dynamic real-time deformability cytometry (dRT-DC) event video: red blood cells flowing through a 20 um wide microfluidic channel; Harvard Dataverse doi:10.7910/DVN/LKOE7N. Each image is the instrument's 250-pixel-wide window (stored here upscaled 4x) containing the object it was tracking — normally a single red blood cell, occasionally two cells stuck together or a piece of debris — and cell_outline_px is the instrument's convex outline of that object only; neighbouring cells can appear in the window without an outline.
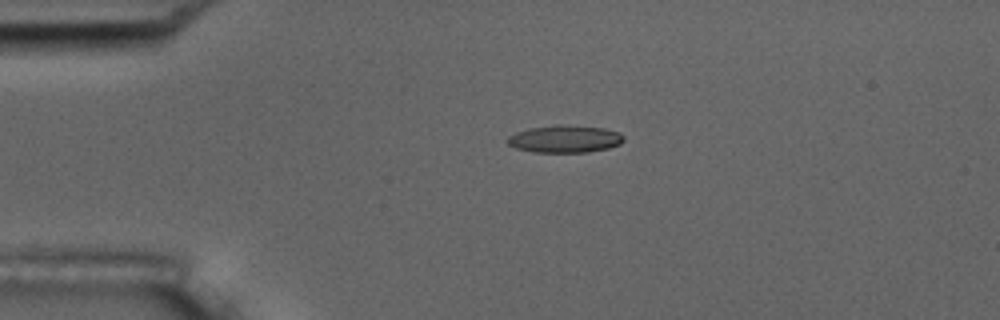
{"species": "common noctule bat (a hibernating species)", "species_latin": "Nyctalus noctula", "temperature_condition": "room temperature", "stored_images_in_passage": 6, "camera_frame_rate_fps": 3000, "um_per_image_px": 0.085, "animal": {"sex": "male", "body_mass_g": 17.5, "forearm_length_mm": 52.3}, "frame": {"image": 1, "passage_image": 4, "time_ms": 3.333, "image_size_px": [1000, 320], "cell_outline_px": [[624, 140], [620, 144], [608, 148], [588, 152], [532, 152], [516, 148], [508, 144], [504, 140], [508, 136], [516, 132], [528, 128], [556, 124], [560, 124], [604, 128], [620, 132], [624, 136]], "centroid_in_image_um": [47.99, 11.8], "position_along_channel_um": 37.0, "area_um2": 18.79}}
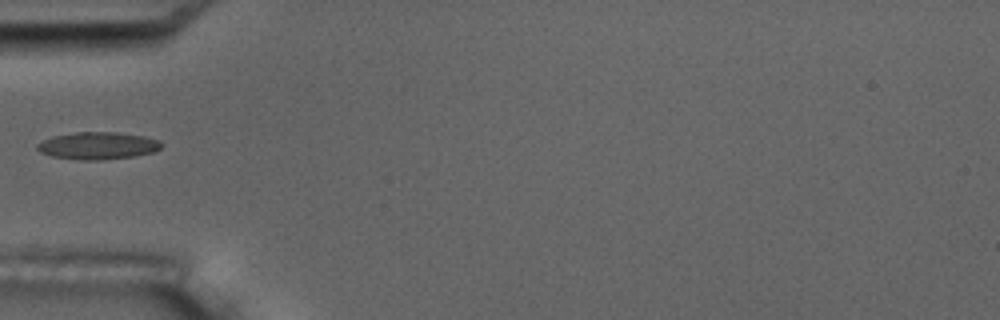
{"frame": {"image": 2, "passage_image": 6, "time_ms": 5.333, "image_size_px": [1000, 320], "cell_outline_px": [[164, 144], [160, 148], [152, 152], [136, 156], [100, 160], [80, 160], [52, 156], [40, 152], [36, 148], [36, 144], [52, 136], [76, 132], [116, 132], [144, 136], [160, 140]], "centroid_in_image_um": [8.32, 12.38], "position_along_channel_um": 76.7, "area_um2": 19.83}}